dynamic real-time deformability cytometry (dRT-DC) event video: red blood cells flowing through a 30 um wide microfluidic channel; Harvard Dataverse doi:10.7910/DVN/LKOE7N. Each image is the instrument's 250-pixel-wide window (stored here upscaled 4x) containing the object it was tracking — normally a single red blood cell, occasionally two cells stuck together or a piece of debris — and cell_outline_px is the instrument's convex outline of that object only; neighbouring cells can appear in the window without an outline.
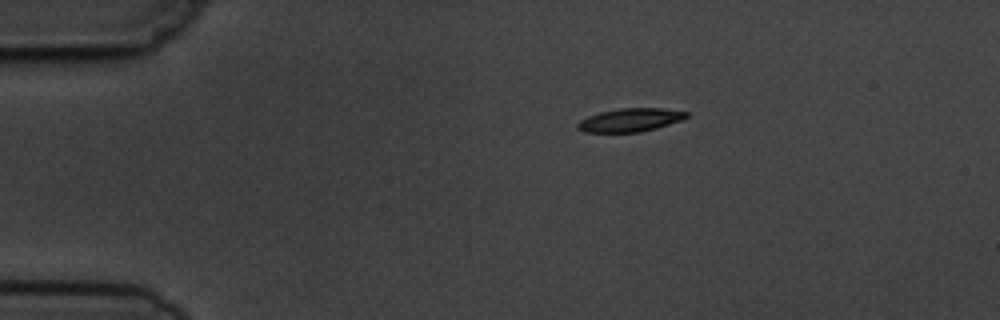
{"species": "common noctule bat (a hibernating species)", "species_latin": "Nyctalus noctula", "temperature_condition": "cold", "stored_images_in_passage": 6, "camera_frame_rate_fps": 3000, "um_per_image_px": 0.085, "animal": {"sex": "male", "body_mass_g": 19.5, "forearm_length_mm": 54.6}, "frame": {"image": 1, "passage_image": 1, "time_ms": 0.0, "image_size_px": [1000, 320], "cell_outline_px": [[688, 116], [684, 120], [656, 128], [640, 132], [584, 132], [576, 128], [576, 124], [580, 120], [588, 116], [600, 112], [620, 108], [664, 108], [688, 112]], "centroid_in_image_um": [53.58, 10.2], "position_along_channel_um": 31.4, "area_um2": 14.91}}
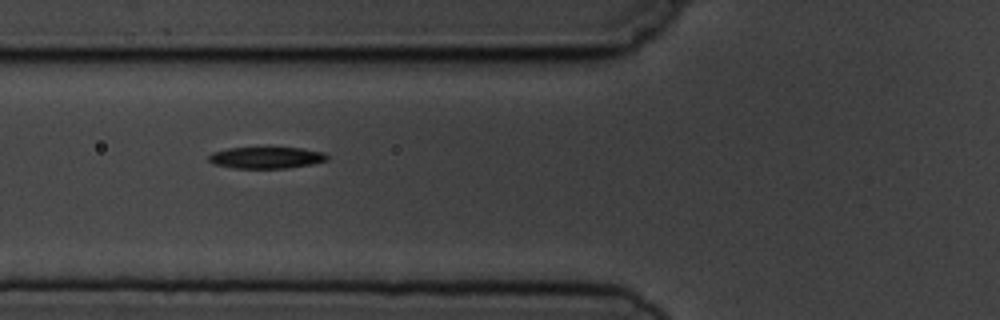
{"frame": {"image": 2, "passage_image": 4, "time_ms": 3.333, "image_size_px": [1000, 320], "cell_outline_px": [[328, 160], [312, 164], [288, 168], [236, 168], [212, 164], [208, 160], [208, 156], [212, 152], [228, 148], [304, 148], [324, 152], [328, 156]], "centroid_in_image_um": [22.64, 13.4], "position_along_channel_um": 103.2, "area_um2": 14.91}}
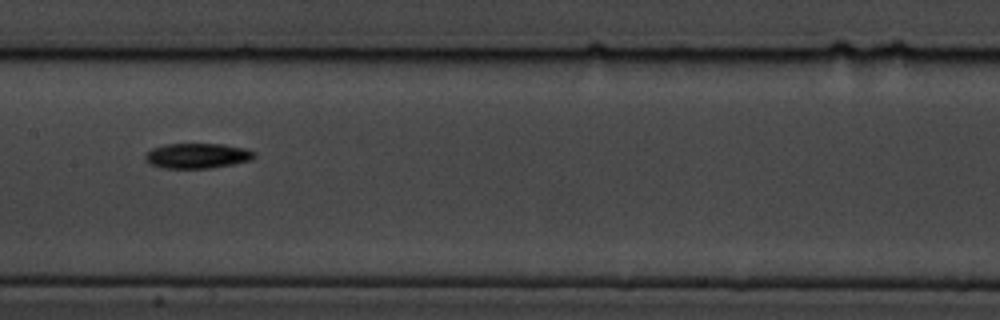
{"frame": {"image": 3, "passage_image": 6, "time_ms": 5.667, "image_size_px": [1000, 320], "cell_outline_px": [[256, 156], [252, 160], [232, 164], [208, 168], [164, 168], [152, 164], [144, 160], [144, 156], [152, 148], [164, 144], [224, 144], [244, 148], [256, 152]], "centroid_in_image_um": [16.78, 13.23], "position_along_channel_um": 190.6, "area_um2": 15.95}}